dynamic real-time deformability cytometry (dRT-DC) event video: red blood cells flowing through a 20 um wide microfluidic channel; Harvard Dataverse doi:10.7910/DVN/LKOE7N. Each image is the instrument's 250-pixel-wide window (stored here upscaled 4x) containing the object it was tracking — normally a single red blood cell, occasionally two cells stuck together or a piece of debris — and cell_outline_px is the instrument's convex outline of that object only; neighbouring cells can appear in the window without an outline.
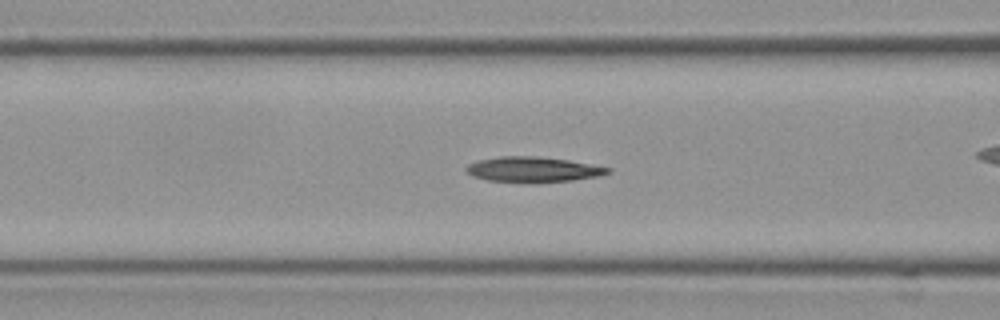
{"species": "Egyptian fruit bat (a non-hibernating species)", "species_latin": "Rousettus aegyptiacus", "temperature_condition": "cold", "stored_images_in_passage": 53, "camera_frame_rate_fps": 3000, "um_per_image_px": 0.085, "frame": {"image": 1, "passage_image": 19, "time_ms": 6.0, "image_size_px": [1000, 320], "cell_outline_px": [[612, 172], [600, 176], [572, 180], [488, 180], [472, 176], [464, 168], [468, 164], [476, 160], [500, 156], [536, 156], [568, 160], [612, 168]], "centroid_in_image_um": [45.31, 14.36], "position_along_channel_um": 121.3, "area_um2": 20.06}}
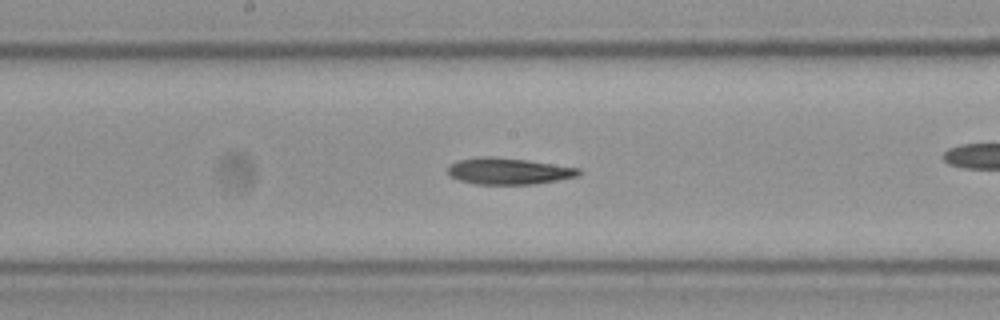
{"frame": {"image": 2, "passage_image": 26, "time_ms": 8.333, "image_size_px": [1000, 320], "cell_outline_px": [[580, 176], [532, 184], [476, 184], [460, 180], [452, 176], [448, 172], [448, 168], [456, 160], [480, 156], [492, 156], [528, 160], [580, 168]], "centroid_in_image_um": [43.24, 14.53], "position_along_channel_um": 205.0, "area_um2": 20.11}}
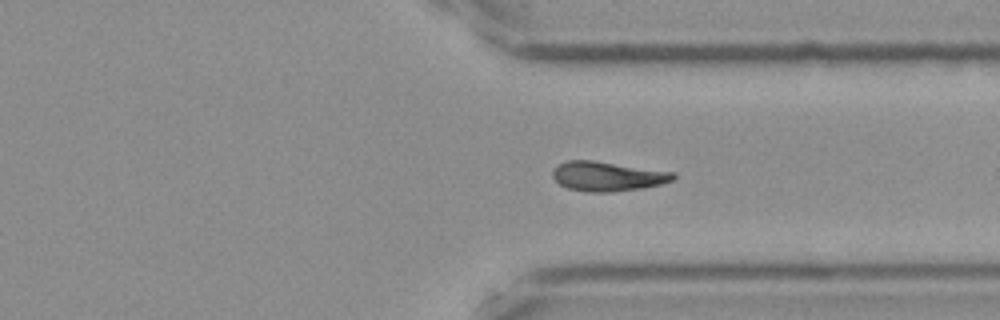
{"frame": {"image": 3, "passage_image": 39, "time_ms": 12.667, "image_size_px": [1000, 320], "cell_outline_px": [[676, 176], [672, 180], [660, 184], [644, 188], [612, 192], [588, 192], [568, 188], [560, 184], [552, 176], [552, 172], [556, 164], [568, 160], [592, 160], [676, 172]], "centroid_in_image_um": [51.63, 14.98], "position_along_channel_um": 359.8, "area_um2": 20.87}, "authors_computed_cell_mechanics": {"area_um2": 20.0566, "velocity_mm_per_s": 3.5773, "shape_relaxation_time_tau1_ms": 3.8324, "shape_relaxation_time_tau2_ms": null, "deformation_change_tau1": 0.1033, "deformation_change_tau2": null}}